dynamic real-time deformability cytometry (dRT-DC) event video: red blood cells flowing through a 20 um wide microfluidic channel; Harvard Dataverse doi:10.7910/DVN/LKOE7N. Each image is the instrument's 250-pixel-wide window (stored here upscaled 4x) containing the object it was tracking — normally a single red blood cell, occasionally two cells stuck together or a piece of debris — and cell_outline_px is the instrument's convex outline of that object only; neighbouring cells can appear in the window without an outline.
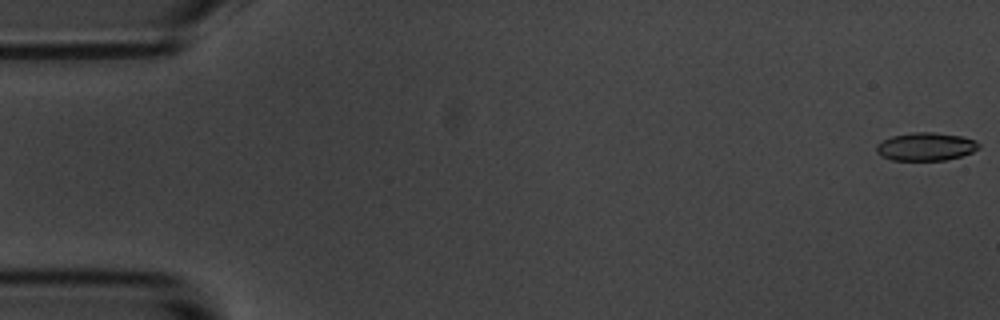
{"species": "common noctule bat (a hibernating species)", "species_latin": "Nyctalus noctula", "temperature_condition": "room temperature", "stored_images_in_passage": 8, "camera_frame_rate_fps": 3000, "um_per_image_px": 0.085, "animal": {"sex": "male", "body_mass_g": 20.1, "forearm_length_mm": 53.5}, "frame": {"image": 1, "passage_image": 1, "time_ms": 0.0, "image_size_px": [1000, 320], "cell_outline_px": [[980, 148], [972, 152], [960, 156], [944, 160], [892, 160], [880, 156], [876, 152], [876, 144], [892, 136], [912, 132], [932, 132], [960, 136], [976, 140], [980, 144]], "centroid_in_image_um": [78.68, 12.46], "position_along_channel_um": 6.3, "area_um2": 16.76}}
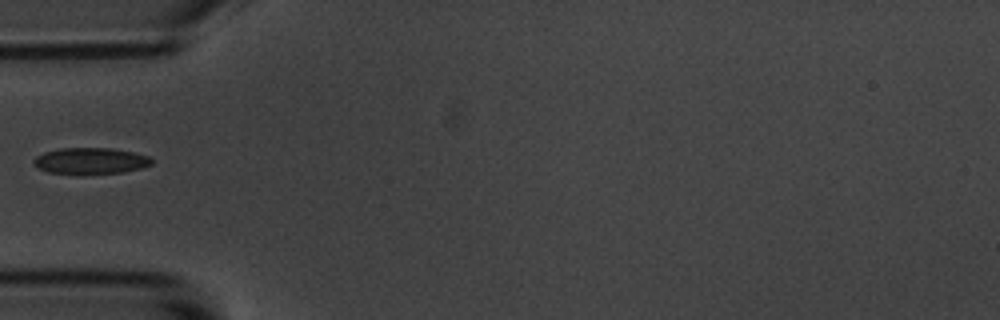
{"frame": {"image": 2, "passage_image": 6, "time_ms": 6.0, "image_size_px": [1000, 320], "cell_outline_px": [[152, 164], [140, 168], [124, 172], [80, 176], [48, 172], [40, 168], [32, 160], [36, 156], [44, 152], [60, 148], [112, 148], [132, 152], [148, 156], [152, 160]], "centroid_in_image_um": [7.68, 13.7], "position_along_channel_um": 77.3, "area_um2": 18.44}}
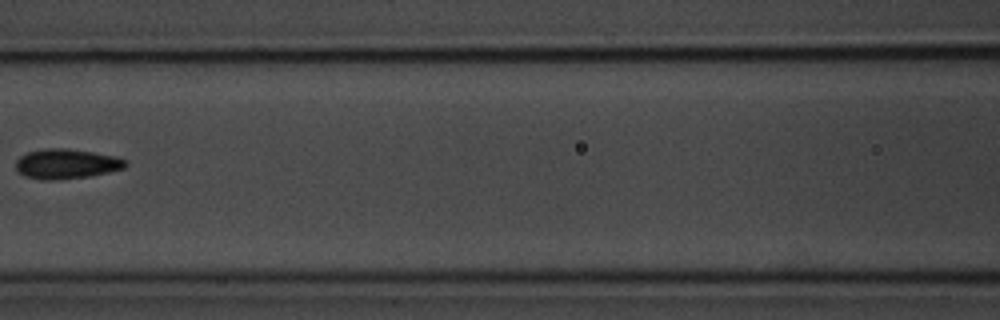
{"frame": {"image": 3, "passage_image": 8, "time_ms": 8.333, "image_size_px": [1000, 320], "cell_outline_px": [[128, 164], [124, 168], [108, 172], [88, 176], [56, 180], [44, 180], [24, 176], [16, 168], [16, 160], [20, 156], [28, 152], [44, 148], [68, 148], [116, 156], [128, 160]], "centroid_in_image_um": [5.66, 13.92], "position_along_channel_um": 160.9, "area_um2": 19.13}}